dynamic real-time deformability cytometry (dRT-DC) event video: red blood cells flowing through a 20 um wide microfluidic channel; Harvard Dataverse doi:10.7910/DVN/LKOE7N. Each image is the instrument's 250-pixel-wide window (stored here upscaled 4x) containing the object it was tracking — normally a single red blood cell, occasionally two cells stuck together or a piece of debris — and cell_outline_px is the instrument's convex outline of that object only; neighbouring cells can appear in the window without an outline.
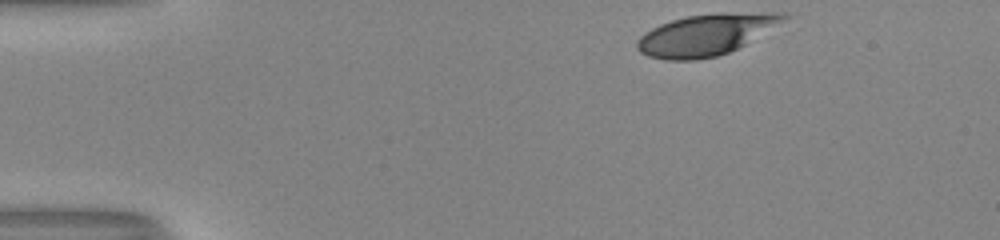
{"species": "human", "species_latin": "Homo sapiens", "temperature_condition": "room temperature", "stored_images_in_passage": 37, "camera_frame_rate_fps": 3000, "um_per_image_px": 0.085, "donor": {"sex": "male"}, "frame": {"image": 1, "passage_image": 1, "time_ms": 0.0, "image_size_px": [1000, 240], "cell_outline_px": [[796, 16], [744, 44], [728, 52], [716, 56], [696, 60], [664, 60], [648, 56], [640, 52], [636, 48], [636, 40], [640, 36], [652, 28], [660, 24], [672, 20], [688, 16], [716, 12], [788, 12]], "centroid_in_image_um": [60.09, 2.92], "position_along_channel_um": 24.9, "area_um2": 35.78}}
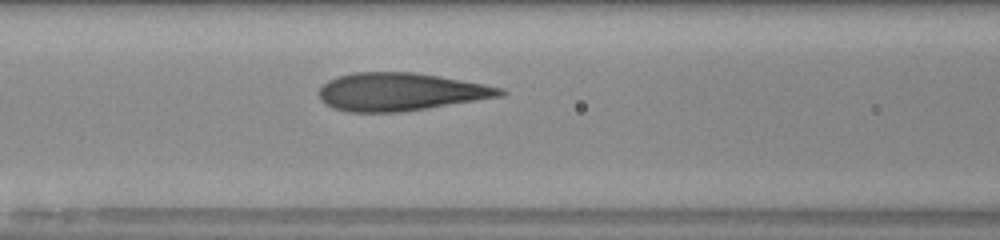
{"frame": {"image": 2, "passage_image": 16, "time_ms": 5.0, "image_size_px": [1000, 240], "cell_outline_px": [[508, 92], [504, 96], [428, 108], [400, 112], [348, 112], [332, 108], [324, 104], [320, 100], [320, 88], [328, 80], [336, 76], [352, 72], [416, 72], [440, 76], [484, 84], [504, 88]], "centroid_in_image_um": [34.05, 7.8], "position_along_channel_um": 132.6, "area_um2": 40.34}}
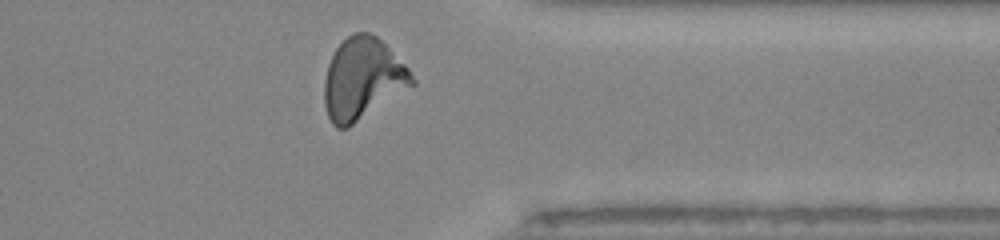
{"frame": {"image": 3, "passage_image": 35, "time_ms": 11.333, "image_size_px": [1000, 240], "cell_outline_px": [[416, 84], [348, 128], [336, 128], [332, 124], [328, 116], [324, 104], [324, 80], [328, 64], [336, 48], [348, 36], [356, 32], [368, 32], [376, 36], [408, 68], [416, 80]], "centroid_in_image_um": [30.81, 6.73], "position_along_channel_um": 380.6, "area_um2": 41.5}, "authors_computed_cell_mechanics": {"area_um2": 39.4774, "velocity_mm_per_s": 4.0221, "shape_relaxation_time_tau1_ms": 7.6176, "shape_relaxation_time_tau2_ms": 0.7053, "deformation_change_tau1": 0.2226, "deformation_change_tau2": 0.0828}}